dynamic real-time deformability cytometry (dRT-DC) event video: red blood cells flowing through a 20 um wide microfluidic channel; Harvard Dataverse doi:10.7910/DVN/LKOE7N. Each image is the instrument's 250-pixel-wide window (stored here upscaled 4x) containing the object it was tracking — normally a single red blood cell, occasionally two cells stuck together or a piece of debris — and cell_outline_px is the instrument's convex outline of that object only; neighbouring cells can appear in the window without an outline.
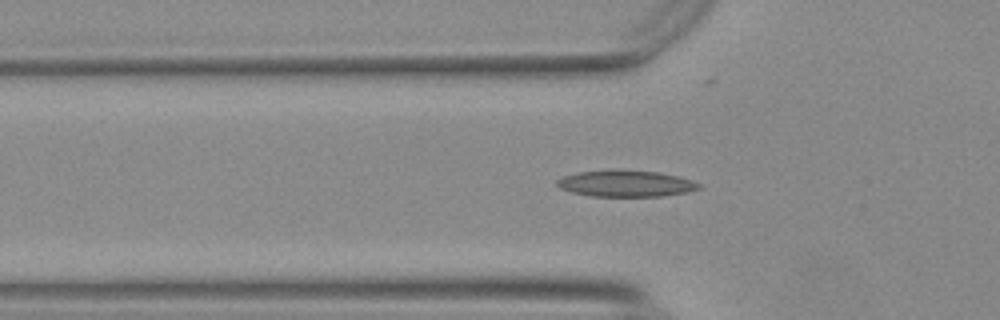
{"species": "Egyptian fruit bat (a non-hibernating species)", "species_latin": "Rousettus aegyptiacus", "temperature_condition": "warm", "stored_images_in_passage": 39, "camera_frame_rate_fps": 3000, "um_per_image_px": 0.085, "animal": {"sex": "female"}, "frame": {"image": 1, "passage_image": 8, "time_ms": 2.333, "image_size_px": [1000, 320], "cell_outline_px": [[700, 188], [684, 192], [660, 196], [592, 196], [572, 192], [560, 188], [556, 184], [556, 180], [564, 176], [580, 172], [656, 172], [680, 176], [692, 180], [700, 184]], "centroid_in_image_um": [53.21, 15.63], "position_along_channel_um": 72.6, "area_um2": 20.81}}
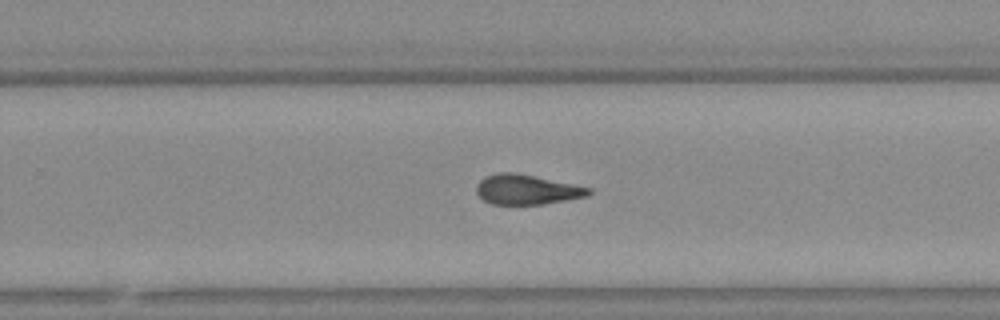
{"frame": {"image": 2, "passage_image": 25, "time_ms": 8.0, "image_size_px": [1000, 320], "cell_outline_px": [[592, 192], [584, 196], [544, 204], [492, 204], [484, 200], [476, 192], [476, 184], [484, 176], [496, 172], [516, 172], [592, 188]], "centroid_in_image_um": [44.72, 16.09], "position_along_channel_um": 285.1, "area_um2": 19.48}}
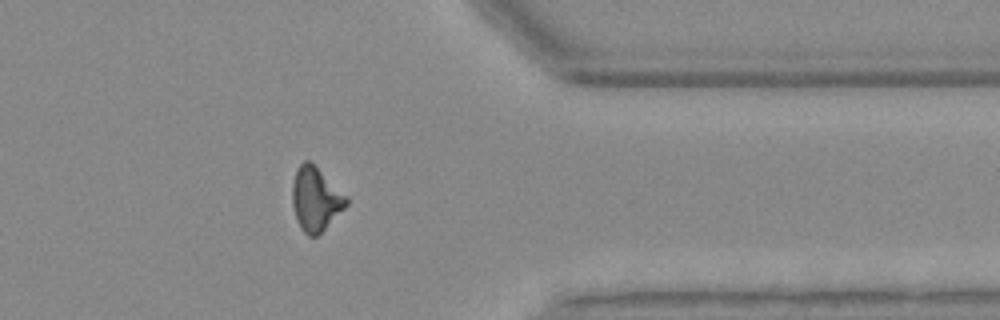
{"frame": {"image": 3, "passage_image": 34, "time_ms": 11.0, "image_size_px": [1000, 320], "cell_outline_px": [[348, 204], [316, 236], [308, 236], [300, 228], [292, 204], [292, 184], [296, 172], [300, 164], [304, 160], [308, 160], [348, 196]], "centroid_in_image_um": [26.82, 16.92], "position_along_channel_um": 384.6, "area_um2": 19.65}, "authors_computed_cell_mechanics": {"area_um2": 19.7676, "velocity_mm_per_s": 3.749, "shape_relaxation_time_tau1_ms": 9.9029, "shape_relaxation_time_tau2_ms": 3.2679, "deformation_change_tau1": 0.2553, "deformation_change_tau2": 0.131}}